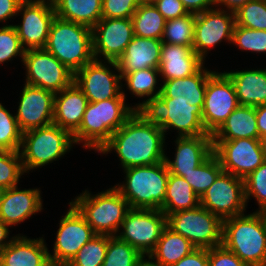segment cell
<instances>
[{
	"label": "cell",
	"mask_w": 266,
	"mask_h": 266,
	"mask_svg": "<svg viewBox=\"0 0 266 266\" xmlns=\"http://www.w3.org/2000/svg\"><path fill=\"white\" fill-rule=\"evenodd\" d=\"M259 138L266 135V104L255 107Z\"/></svg>",
	"instance_id": "816d5d0a"
},
{
	"label": "cell",
	"mask_w": 266,
	"mask_h": 266,
	"mask_svg": "<svg viewBox=\"0 0 266 266\" xmlns=\"http://www.w3.org/2000/svg\"><path fill=\"white\" fill-rule=\"evenodd\" d=\"M23 132L20 130L15 114L0 103V150L19 151Z\"/></svg>",
	"instance_id": "f35d334b"
},
{
	"label": "cell",
	"mask_w": 266,
	"mask_h": 266,
	"mask_svg": "<svg viewBox=\"0 0 266 266\" xmlns=\"http://www.w3.org/2000/svg\"><path fill=\"white\" fill-rule=\"evenodd\" d=\"M69 209L61 217L53 249L48 250L52 266H66L80 248L96 234L79 211L69 202Z\"/></svg>",
	"instance_id": "4fadbf2b"
},
{
	"label": "cell",
	"mask_w": 266,
	"mask_h": 266,
	"mask_svg": "<svg viewBox=\"0 0 266 266\" xmlns=\"http://www.w3.org/2000/svg\"><path fill=\"white\" fill-rule=\"evenodd\" d=\"M154 5L166 20L188 14L181 0H160Z\"/></svg>",
	"instance_id": "7dc6e473"
},
{
	"label": "cell",
	"mask_w": 266,
	"mask_h": 266,
	"mask_svg": "<svg viewBox=\"0 0 266 266\" xmlns=\"http://www.w3.org/2000/svg\"><path fill=\"white\" fill-rule=\"evenodd\" d=\"M89 101L73 82L54 96L53 123L72 135L79 129Z\"/></svg>",
	"instance_id": "d4e9b609"
},
{
	"label": "cell",
	"mask_w": 266,
	"mask_h": 266,
	"mask_svg": "<svg viewBox=\"0 0 266 266\" xmlns=\"http://www.w3.org/2000/svg\"><path fill=\"white\" fill-rule=\"evenodd\" d=\"M123 173L125 180L114 187L131 209L161 210L169 176L165 161L152 166L131 167L124 169Z\"/></svg>",
	"instance_id": "8992f818"
},
{
	"label": "cell",
	"mask_w": 266,
	"mask_h": 266,
	"mask_svg": "<svg viewBox=\"0 0 266 266\" xmlns=\"http://www.w3.org/2000/svg\"><path fill=\"white\" fill-rule=\"evenodd\" d=\"M174 157L172 160L165 153V163L171 174L183 177L213 153L212 135L175 136Z\"/></svg>",
	"instance_id": "44dd1931"
},
{
	"label": "cell",
	"mask_w": 266,
	"mask_h": 266,
	"mask_svg": "<svg viewBox=\"0 0 266 266\" xmlns=\"http://www.w3.org/2000/svg\"><path fill=\"white\" fill-rule=\"evenodd\" d=\"M239 138L259 139L255 107L239 105L212 135V140Z\"/></svg>",
	"instance_id": "f1b7e54d"
},
{
	"label": "cell",
	"mask_w": 266,
	"mask_h": 266,
	"mask_svg": "<svg viewBox=\"0 0 266 266\" xmlns=\"http://www.w3.org/2000/svg\"><path fill=\"white\" fill-rule=\"evenodd\" d=\"M165 227L166 215L161 210L130 209L116 236L148 256L155 249Z\"/></svg>",
	"instance_id": "8fae6325"
},
{
	"label": "cell",
	"mask_w": 266,
	"mask_h": 266,
	"mask_svg": "<svg viewBox=\"0 0 266 266\" xmlns=\"http://www.w3.org/2000/svg\"><path fill=\"white\" fill-rule=\"evenodd\" d=\"M188 13L199 14L215 7V0H181Z\"/></svg>",
	"instance_id": "f907efd6"
},
{
	"label": "cell",
	"mask_w": 266,
	"mask_h": 266,
	"mask_svg": "<svg viewBox=\"0 0 266 266\" xmlns=\"http://www.w3.org/2000/svg\"><path fill=\"white\" fill-rule=\"evenodd\" d=\"M142 254L117 236H108V246L102 266H135Z\"/></svg>",
	"instance_id": "8d00e7d4"
},
{
	"label": "cell",
	"mask_w": 266,
	"mask_h": 266,
	"mask_svg": "<svg viewBox=\"0 0 266 266\" xmlns=\"http://www.w3.org/2000/svg\"><path fill=\"white\" fill-rule=\"evenodd\" d=\"M234 13L236 25L266 30V0H249Z\"/></svg>",
	"instance_id": "b9f144b4"
},
{
	"label": "cell",
	"mask_w": 266,
	"mask_h": 266,
	"mask_svg": "<svg viewBox=\"0 0 266 266\" xmlns=\"http://www.w3.org/2000/svg\"><path fill=\"white\" fill-rule=\"evenodd\" d=\"M247 206L254 198L258 212H266V161L244 179Z\"/></svg>",
	"instance_id": "7bdbcfd3"
},
{
	"label": "cell",
	"mask_w": 266,
	"mask_h": 266,
	"mask_svg": "<svg viewBox=\"0 0 266 266\" xmlns=\"http://www.w3.org/2000/svg\"><path fill=\"white\" fill-rule=\"evenodd\" d=\"M23 0H0V23L8 26L11 19H16L19 6ZM8 23V24H7Z\"/></svg>",
	"instance_id": "681fc988"
},
{
	"label": "cell",
	"mask_w": 266,
	"mask_h": 266,
	"mask_svg": "<svg viewBox=\"0 0 266 266\" xmlns=\"http://www.w3.org/2000/svg\"><path fill=\"white\" fill-rule=\"evenodd\" d=\"M259 140H260L261 149H262L265 161H266V135L263 137H260Z\"/></svg>",
	"instance_id": "9f6ffc18"
},
{
	"label": "cell",
	"mask_w": 266,
	"mask_h": 266,
	"mask_svg": "<svg viewBox=\"0 0 266 266\" xmlns=\"http://www.w3.org/2000/svg\"><path fill=\"white\" fill-rule=\"evenodd\" d=\"M235 13L213 7L195 15L193 50L205 62L222 42L231 44L235 26ZM224 40V41H223Z\"/></svg>",
	"instance_id": "e0dca14e"
},
{
	"label": "cell",
	"mask_w": 266,
	"mask_h": 266,
	"mask_svg": "<svg viewBox=\"0 0 266 266\" xmlns=\"http://www.w3.org/2000/svg\"><path fill=\"white\" fill-rule=\"evenodd\" d=\"M55 15L93 28L102 19V0H52Z\"/></svg>",
	"instance_id": "f546056e"
},
{
	"label": "cell",
	"mask_w": 266,
	"mask_h": 266,
	"mask_svg": "<svg viewBox=\"0 0 266 266\" xmlns=\"http://www.w3.org/2000/svg\"><path fill=\"white\" fill-rule=\"evenodd\" d=\"M41 192L36 187L21 189L15 186L5 189L0 202V220L12 228L42 212L44 208Z\"/></svg>",
	"instance_id": "7402d4cb"
},
{
	"label": "cell",
	"mask_w": 266,
	"mask_h": 266,
	"mask_svg": "<svg viewBox=\"0 0 266 266\" xmlns=\"http://www.w3.org/2000/svg\"><path fill=\"white\" fill-rule=\"evenodd\" d=\"M117 98L99 102H89L79 129L73 134L76 145L95 153L110 140L124 123L136 112L132 104L126 102L127 92ZM91 149V150H90Z\"/></svg>",
	"instance_id": "7a4b0ae2"
},
{
	"label": "cell",
	"mask_w": 266,
	"mask_h": 266,
	"mask_svg": "<svg viewBox=\"0 0 266 266\" xmlns=\"http://www.w3.org/2000/svg\"><path fill=\"white\" fill-rule=\"evenodd\" d=\"M214 72L205 64L195 73L181 79L162 81L158 95L164 102H189L203 108L208 77Z\"/></svg>",
	"instance_id": "603a6c76"
},
{
	"label": "cell",
	"mask_w": 266,
	"mask_h": 266,
	"mask_svg": "<svg viewBox=\"0 0 266 266\" xmlns=\"http://www.w3.org/2000/svg\"><path fill=\"white\" fill-rule=\"evenodd\" d=\"M45 49L75 74L94 60L92 28L55 16Z\"/></svg>",
	"instance_id": "5b68a950"
},
{
	"label": "cell",
	"mask_w": 266,
	"mask_h": 266,
	"mask_svg": "<svg viewBox=\"0 0 266 266\" xmlns=\"http://www.w3.org/2000/svg\"><path fill=\"white\" fill-rule=\"evenodd\" d=\"M4 188L0 186V202H1V199H2V195H3V192H4Z\"/></svg>",
	"instance_id": "680465c9"
},
{
	"label": "cell",
	"mask_w": 266,
	"mask_h": 266,
	"mask_svg": "<svg viewBox=\"0 0 266 266\" xmlns=\"http://www.w3.org/2000/svg\"><path fill=\"white\" fill-rule=\"evenodd\" d=\"M166 226L196 248L222 245V220L201 205L167 215Z\"/></svg>",
	"instance_id": "9c48e42d"
},
{
	"label": "cell",
	"mask_w": 266,
	"mask_h": 266,
	"mask_svg": "<svg viewBox=\"0 0 266 266\" xmlns=\"http://www.w3.org/2000/svg\"><path fill=\"white\" fill-rule=\"evenodd\" d=\"M135 266H159V265L156 262H154L149 256L143 255Z\"/></svg>",
	"instance_id": "11a10c76"
},
{
	"label": "cell",
	"mask_w": 266,
	"mask_h": 266,
	"mask_svg": "<svg viewBox=\"0 0 266 266\" xmlns=\"http://www.w3.org/2000/svg\"><path fill=\"white\" fill-rule=\"evenodd\" d=\"M25 49L22 47L18 33L12 24L0 27V65L12 61L17 56L23 62Z\"/></svg>",
	"instance_id": "ee69618b"
},
{
	"label": "cell",
	"mask_w": 266,
	"mask_h": 266,
	"mask_svg": "<svg viewBox=\"0 0 266 266\" xmlns=\"http://www.w3.org/2000/svg\"><path fill=\"white\" fill-rule=\"evenodd\" d=\"M141 0H102V18H132Z\"/></svg>",
	"instance_id": "f6af8a7d"
},
{
	"label": "cell",
	"mask_w": 266,
	"mask_h": 266,
	"mask_svg": "<svg viewBox=\"0 0 266 266\" xmlns=\"http://www.w3.org/2000/svg\"><path fill=\"white\" fill-rule=\"evenodd\" d=\"M195 27V14L188 13L187 15L166 20L164 27L162 42L183 45L193 49Z\"/></svg>",
	"instance_id": "d590c367"
},
{
	"label": "cell",
	"mask_w": 266,
	"mask_h": 266,
	"mask_svg": "<svg viewBox=\"0 0 266 266\" xmlns=\"http://www.w3.org/2000/svg\"><path fill=\"white\" fill-rule=\"evenodd\" d=\"M233 82L238 103L256 107L266 104V68L224 71Z\"/></svg>",
	"instance_id": "83f0119b"
},
{
	"label": "cell",
	"mask_w": 266,
	"mask_h": 266,
	"mask_svg": "<svg viewBox=\"0 0 266 266\" xmlns=\"http://www.w3.org/2000/svg\"><path fill=\"white\" fill-rule=\"evenodd\" d=\"M25 84L43 88L54 94L74 82V73L45 48L25 50L23 62Z\"/></svg>",
	"instance_id": "30bf717a"
},
{
	"label": "cell",
	"mask_w": 266,
	"mask_h": 266,
	"mask_svg": "<svg viewBox=\"0 0 266 266\" xmlns=\"http://www.w3.org/2000/svg\"><path fill=\"white\" fill-rule=\"evenodd\" d=\"M166 137L164 131L148 123L135 112L110 140L99 150L98 155L117 154L121 168L152 166L165 160ZM166 147V148H165Z\"/></svg>",
	"instance_id": "6da1fadb"
},
{
	"label": "cell",
	"mask_w": 266,
	"mask_h": 266,
	"mask_svg": "<svg viewBox=\"0 0 266 266\" xmlns=\"http://www.w3.org/2000/svg\"><path fill=\"white\" fill-rule=\"evenodd\" d=\"M0 266H9V265H6V264L0 259Z\"/></svg>",
	"instance_id": "91938a15"
},
{
	"label": "cell",
	"mask_w": 266,
	"mask_h": 266,
	"mask_svg": "<svg viewBox=\"0 0 266 266\" xmlns=\"http://www.w3.org/2000/svg\"><path fill=\"white\" fill-rule=\"evenodd\" d=\"M162 44L161 39L134 35L125 52L116 61L120 74L147 68L159 69Z\"/></svg>",
	"instance_id": "4316f807"
},
{
	"label": "cell",
	"mask_w": 266,
	"mask_h": 266,
	"mask_svg": "<svg viewBox=\"0 0 266 266\" xmlns=\"http://www.w3.org/2000/svg\"><path fill=\"white\" fill-rule=\"evenodd\" d=\"M108 246L107 235H95L66 266H102Z\"/></svg>",
	"instance_id": "74e56055"
},
{
	"label": "cell",
	"mask_w": 266,
	"mask_h": 266,
	"mask_svg": "<svg viewBox=\"0 0 266 266\" xmlns=\"http://www.w3.org/2000/svg\"><path fill=\"white\" fill-rule=\"evenodd\" d=\"M200 205V197L183 178L169 173L164 204L161 211L167 216L182 210H190Z\"/></svg>",
	"instance_id": "d6a6232c"
},
{
	"label": "cell",
	"mask_w": 266,
	"mask_h": 266,
	"mask_svg": "<svg viewBox=\"0 0 266 266\" xmlns=\"http://www.w3.org/2000/svg\"><path fill=\"white\" fill-rule=\"evenodd\" d=\"M231 44L241 52L266 54V30L248 29L235 24Z\"/></svg>",
	"instance_id": "60d3db41"
},
{
	"label": "cell",
	"mask_w": 266,
	"mask_h": 266,
	"mask_svg": "<svg viewBox=\"0 0 266 266\" xmlns=\"http://www.w3.org/2000/svg\"><path fill=\"white\" fill-rule=\"evenodd\" d=\"M222 172L221 163L213 152L203 163L185 173L183 178L191 185L197 196L201 197Z\"/></svg>",
	"instance_id": "e575fe53"
},
{
	"label": "cell",
	"mask_w": 266,
	"mask_h": 266,
	"mask_svg": "<svg viewBox=\"0 0 266 266\" xmlns=\"http://www.w3.org/2000/svg\"><path fill=\"white\" fill-rule=\"evenodd\" d=\"M200 205L222 221L247 210L244 180L222 172L200 197Z\"/></svg>",
	"instance_id": "5bb4252c"
},
{
	"label": "cell",
	"mask_w": 266,
	"mask_h": 266,
	"mask_svg": "<svg viewBox=\"0 0 266 266\" xmlns=\"http://www.w3.org/2000/svg\"><path fill=\"white\" fill-rule=\"evenodd\" d=\"M160 0H141V3L148 4V5H154Z\"/></svg>",
	"instance_id": "6f0895ef"
},
{
	"label": "cell",
	"mask_w": 266,
	"mask_h": 266,
	"mask_svg": "<svg viewBox=\"0 0 266 266\" xmlns=\"http://www.w3.org/2000/svg\"><path fill=\"white\" fill-rule=\"evenodd\" d=\"M14 113L22 132L53 123L54 96L51 91L23 84Z\"/></svg>",
	"instance_id": "ffe728a7"
},
{
	"label": "cell",
	"mask_w": 266,
	"mask_h": 266,
	"mask_svg": "<svg viewBox=\"0 0 266 266\" xmlns=\"http://www.w3.org/2000/svg\"><path fill=\"white\" fill-rule=\"evenodd\" d=\"M160 79L159 69L155 68H147L129 72L127 74H121L122 90H124L125 87L133 97H137V99L141 98L143 100L142 102L138 101V103L133 105L135 110L147 100L157 97L161 93L162 81Z\"/></svg>",
	"instance_id": "1f68e13d"
},
{
	"label": "cell",
	"mask_w": 266,
	"mask_h": 266,
	"mask_svg": "<svg viewBox=\"0 0 266 266\" xmlns=\"http://www.w3.org/2000/svg\"><path fill=\"white\" fill-rule=\"evenodd\" d=\"M74 83L89 102L117 98L122 93L121 74L116 61L94 59L74 74Z\"/></svg>",
	"instance_id": "2e32d148"
},
{
	"label": "cell",
	"mask_w": 266,
	"mask_h": 266,
	"mask_svg": "<svg viewBox=\"0 0 266 266\" xmlns=\"http://www.w3.org/2000/svg\"><path fill=\"white\" fill-rule=\"evenodd\" d=\"M21 23L15 27L25 50L45 48L55 18L52 0H23L16 15Z\"/></svg>",
	"instance_id": "9a60e30c"
},
{
	"label": "cell",
	"mask_w": 266,
	"mask_h": 266,
	"mask_svg": "<svg viewBox=\"0 0 266 266\" xmlns=\"http://www.w3.org/2000/svg\"><path fill=\"white\" fill-rule=\"evenodd\" d=\"M75 145L73 135L54 123L23 132L19 153L25 173L60 160Z\"/></svg>",
	"instance_id": "52a82bcc"
},
{
	"label": "cell",
	"mask_w": 266,
	"mask_h": 266,
	"mask_svg": "<svg viewBox=\"0 0 266 266\" xmlns=\"http://www.w3.org/2000/svg\"><path fill=\"white\" fill-rule=\"evenodd\" d=\"M205 62L191 47L163 43L159 62L161 81L181 79L195 74Z\"/></svg>",
	"instance_id": "cb8c5ba5"
},
{
	"label": "cell",
	"mask_w": 266,
	"mask_h": 266,
	"mask_svg": "<svg viewBox=\"0 0 266 266\" xmlns=\"http://www.w3.org/2000/svg\"><path fill=\"white\" fill-rule=\"evenodd\" d=\"M70 203L85 218L96 235L116 236L131 209L128 201L112 185L96 194L85 189L71 199Z\"/></svg>",
	"instance_id": "277c9868"
},
{
	"label": "cell",
	"mask_w": 266,
	"mask_h": 266,
	"mask_svg": "<svg viewBox=\"0 0 266 266\" xmlns=\"http://www.w3.org/2000/svg\"><path fill=\"white\" fill-rule=\"evenodd\" d=\"M133 37L131 18H102L92 28L94 59L117 61Z\"/></svg>",
	"instance_id": "d6986e66"
},
{
	"label": "cell",
	"mask_w": 266,
	"mask_h": 266,
	"mask_svg": "<svg viewBox=\"0 0 266 266\" xmlns=\"http://www.w3.org/2000/svg\"><path fill=\"white\" fill-rule=\"evenodd\" d=\"M9 227V225L0 220V252L17 237V235H10L12 231H10Z\"/></svg>",
	"instance_id": "db71d44e"
},
{
	"label": "cell",
	"mask_w": 266,
	"mask_h": 266,
	"mask_svg": "<svg viewBox=\"0 0 266 266\" xmlns=\"http://www.w3.org/2000/svg\"><path fill=\"white\" fill-rule=\"evenodd\" d=\"M44 237L31 239L21 233L0 252V259L9 266H52Z\"/></svg>",
	"instance_id": "484cf974"
},
{
	"label": "cell",
	"mask_w": 266,
	"mask_h": 266,
	"mask_svg": "<svg viewBox=\"0 0 266 266\" xmlns=\"http://www.w3.org/2000/svg\"><path fill=\"white\" fill-rule=\"evenodd\" d=\"M239 106L235 87L225 72L214 71L207 80L202 108V123L213 135Z\"/></svg>",
	"instance_id": "7c38bea8"
},
{
	"label": "cell",
	"mask_w": 266,
	"mask_h": 266,
	"mask_svg": "<svg viewBox=\"0 0 266 266\" xmlns=\"http://www.w3.org/2000/svg\"><path fill=\"white\" fill-rule=\"evenodd\" d=\"M194 249L196 247L189 240L166 226L155 249L148 256L159 266H171Z\"/></svg>",
	"instance_id": "4dcf8cb0"
},
{
	"label": "cell",
	"mask_w": 266,
	"mask_h": 266,
	"mask_svg": "<svg viewBox=\"0 0 266 266\" xmlns=\"http://www.w3.org/2000/svg\"><path fill=\"white\" fill-rule=\"evenodd\" d=\"M208 261L209 266H248L223 245L208 249Z\"/></svg>",
	"instance_id": "bcb514c9"
},
{
	"label": "cell",
	"mask_w": 266,
	"mask_h": 266,
	"mask_svg": "<svg viewBox=\"0 0 266 266\" xmlns=\"http://www.w3.org/2000/svg\"><path fill=\"white\" fill-rule=\"evenodd\" d=\"M131 19L135 36L152 39L162 38L166 19L155 5L141 3Z\"/></svg>",
	"instance_id": "836d02e7"
},
{
	"label": "cell",
	"mask_w": 266,
	"mask_h": 266,
	"mask_svg": "<svg viewBox=\"0 0 266 266\" xmlns=\"http://www.w3.org/2000/svg\"><path fill=\"white\" fill-rule=\"evenodd\" d=\"M171 266H209L208 249L196 248Z\"/></svg>",
	"instance_id": "c3c4849f"
},
{
	"label": "cell",
	"mask_w": 266,
	"mask_h": 266,
	"mask_svg": "<svg viewBox=\"0 0 266 266\" xmlns=\"http://www.w3.org/2000/svg\"><path fill=\"white\" fill-rule=\"evenodd\" d=\"M212 141L213 152L218 157L223 171L243 180L265 161L259 139Z\"/></svg>",
	"instance_id": "ac0fdd59"
},
{
	"label": "cell",
	"mask_w": 266,
	"mask_h": 266,
	"mask_svg": "<svg viewBox=\"0 0 266 266\" xmlns=\"http://www.w3.org/2000/svg\"><path fill=\"white\" fill-rule=\"evenodd\" d=\"M19 151L0 150V186L4 189L18 186L25 175Z\"/></svg>",
	"instance_id": "ab89813d"
},
{
	"label": "cell",
	"mask_w": 266,
	"mask_h": 266,
	"mask_svg": "<svg viewBox=\"0 0 266 266\" xmlns=\"http://www.w3.org/2000/svg\"><path fill=\"white\" fill-rule=\"evenodd\" d=\"M136 112L148 123L160 127L165 137L174 130L178 137L210 135L202 123V108L189 102H164L157 96L147 100Z\"/></svg>",
	"instance_id": "ba28073f"
},
{
	"label": "cell",
	"mask_w": 266,
	"mask_h": 266,
	"mask_svg": "<svg viewBox=\"0 0 266 266\" xmlns=\"http://www.w3.org/2000/svg\"><path fill=\"white\" fill-rule=\"evenodd\" d=\"M248 1L249 0H215V7L222 10L235 12Z\"/></svg>",
	"instance_id": "f5cc1de1"
},
{
	"label": "cell",
	"mask_w": 266,
	"mask_h": 266,
	"mask_svg": "<svg viewBox=\"0 0 266 266\" xmlns=\"http://www.w3.org/2000/svg\"><path fill=\"white\" fill-rule=\"evenodd\" d=\"M222 245L248 266H266V213L254 210L223 220Z\"/></svg>",
	"instance_id": "3957f363"
}]
</instances>
